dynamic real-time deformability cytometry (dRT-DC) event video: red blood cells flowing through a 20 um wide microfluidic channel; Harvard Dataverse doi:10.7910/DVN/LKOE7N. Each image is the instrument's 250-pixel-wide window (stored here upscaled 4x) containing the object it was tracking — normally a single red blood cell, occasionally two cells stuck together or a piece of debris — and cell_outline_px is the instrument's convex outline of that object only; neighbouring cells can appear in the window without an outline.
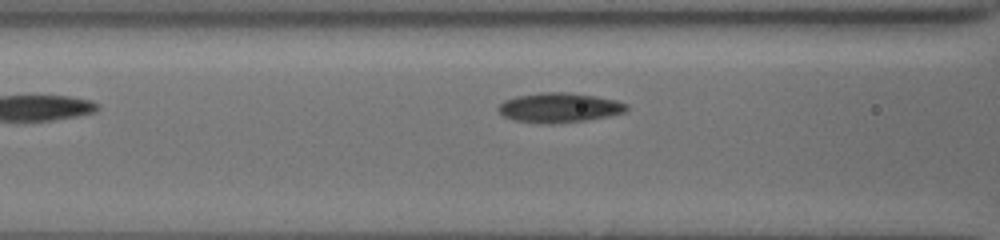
{"species": "common noctule bat (a hibernating species)", "species_latin": "Nyctalus noctula", "temperature_condition": "cold", "stored_images_in_passage": 7, "camera_frame_rate_fps": 3000, "um_per_image_px": 0.085, "animal": {"sex": "female", "body_mass_g": 19.5, "forearm_length_mm": 54.1}, "frame": {"image": 1, "passage_image": 5, "time_ms": 1.333, "image_size_px": [1000, 240], "cell_outline_px": [[628, 108], [624, 112], [584, 120], [548, 124], [516, 120], [504, 116], [500, 112], [500, 104], [504, 100], [516, 96], [540, 92], [568, 92], [596, 96], [616, 100], [628, 104]], "centroid_in_image_um": [47.54, 9.13], "position_along_channel_um": 119.1, "area_um2": 21.79}}